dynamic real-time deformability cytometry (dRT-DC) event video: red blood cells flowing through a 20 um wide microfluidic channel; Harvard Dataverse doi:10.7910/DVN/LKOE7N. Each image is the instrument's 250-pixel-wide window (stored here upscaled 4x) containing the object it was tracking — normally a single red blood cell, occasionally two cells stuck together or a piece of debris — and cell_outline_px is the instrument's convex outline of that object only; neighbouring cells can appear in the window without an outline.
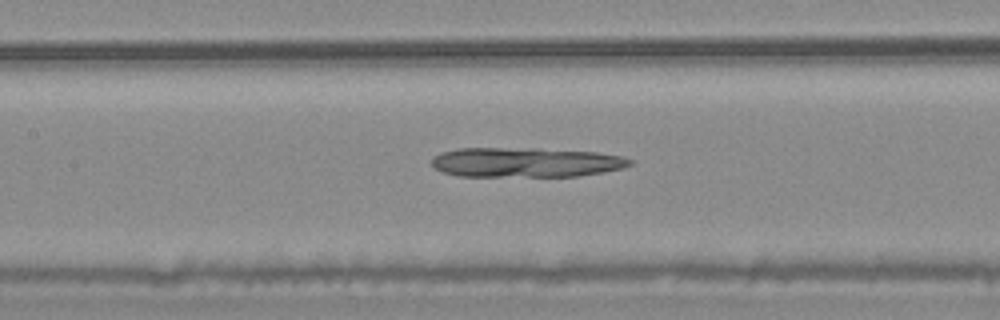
{"species": "common noctule bat (a hibernating species)", "species_latin": "Nyctalus noctula", "temperature_condition": "warm", "stored_images_in_passage": 54, "camera_frame_rate_fps": 3000, "um_per_image_px": 0.085, "animal": {"sex": "male", "body_mass_g": 20.4}, "frame": {"image": 1, "passage_image": 25, "time_ms": 8.0, "image_size_px": [1000, 320], "cell_outline_px": [[632, 164], [624, 168], [604, 172], [576, 176], [456, 176], [444, 172], [436, 168], [432, 164], [432, 156], [440, 152], [460, 148], [536, 148], [596, 152], [620, 156], [632, 160]], "centroid_in_image_um": [44.68, 13.79], "position_along_channel_um": 162.7, "area_um2": 34.39}}
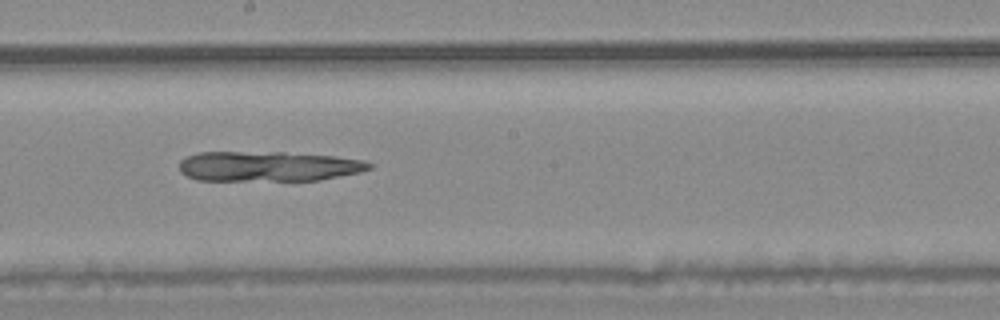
{"frame": {"image": 2, "passage_image": 30, "time_ms": 9.667, "image_size_px": [1000, 320], "cell_outline_px": [[372, 168], [360, 172], [320, 180], [196, 180], [180, 172], [180, 160], [188, 156], [200, 152], [284, 152], [336, 156], [364, 160], [372, 164]], "centroid_in_image_um": [22.83, 14.13], "position_along_channel_um": 225.4, "area_um2": 33.29}}